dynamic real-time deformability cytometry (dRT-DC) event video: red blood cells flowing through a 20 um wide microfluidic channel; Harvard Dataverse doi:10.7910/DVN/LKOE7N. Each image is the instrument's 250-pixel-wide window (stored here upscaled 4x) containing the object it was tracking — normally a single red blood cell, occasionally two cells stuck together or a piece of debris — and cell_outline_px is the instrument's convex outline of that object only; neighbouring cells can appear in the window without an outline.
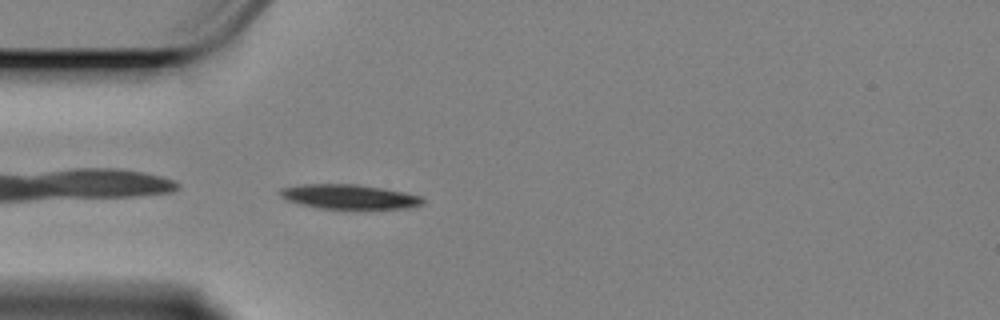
{"species": "Egyptian fruit bat (a non-hibernating species)", "species_latin": "Rousettus aegyptiacus", "temperature_condition": "cold", "stored_images_in_passage": 3, "camera_frame_rate_fps": 3000, "um_per_image_px": 0.085, "animal": {"sex": "female"}, "frame": {"image": 1, "passage_image": 1, "time_ms": 0.0, "image_size_px": [1000, 320], "cell_outline_px": [[424, 204], [412, 208], [320, 208], [300, 204], [288, 200], [280, 196], [276, 192], [280, 188], [304, 184], [356, 184], [404, 192], [424, 196]], "centroid_in_image_um": [29.69, 16.71], "position_along_channel_um": 55.3, "area_um2": 20.35}}